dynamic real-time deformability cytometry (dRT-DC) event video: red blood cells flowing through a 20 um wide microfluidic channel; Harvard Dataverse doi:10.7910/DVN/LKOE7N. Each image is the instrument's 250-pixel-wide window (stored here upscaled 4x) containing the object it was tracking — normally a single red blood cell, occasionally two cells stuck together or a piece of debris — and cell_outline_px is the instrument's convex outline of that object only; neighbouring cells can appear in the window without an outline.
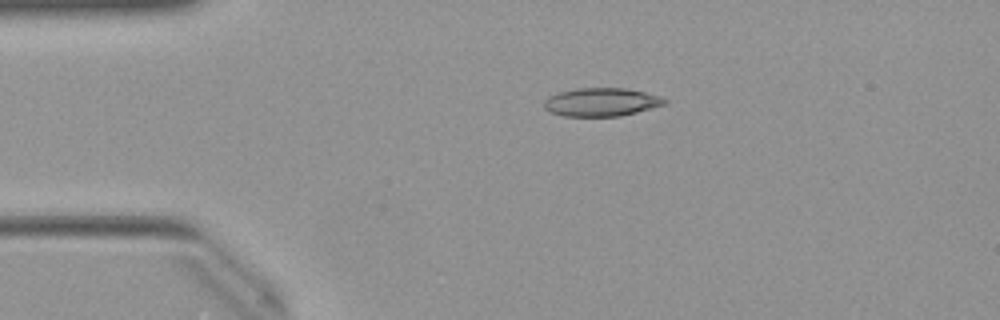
{"species": "Egyptian fruit bat (a non-hibernating species)", "species_latin": "Rousettus aegyptiacus", "temperature_condition": "warm", "stored_images_in_passage": 41, "camera_frame_rate_fps": 3000, "um_per_image_px": 0.085, "animal": {"sex": "female"}, "frame": {"image": 1, "passage_image": 1, "time_ms": 0.0, "image_size_px": [1000, 320], "cell_outline_px": [[668, 104], [620, 116], [564, 116], [552, 112], [544, 108], [544, 100], [548, 96], [560, 92], [576, 88], [628, 88], [660, 96], [668, 100]], "centroid_in_image_um": [51.14, 8.67], "position_along_channel_um": 33.9, "area_um2": 19.94}}
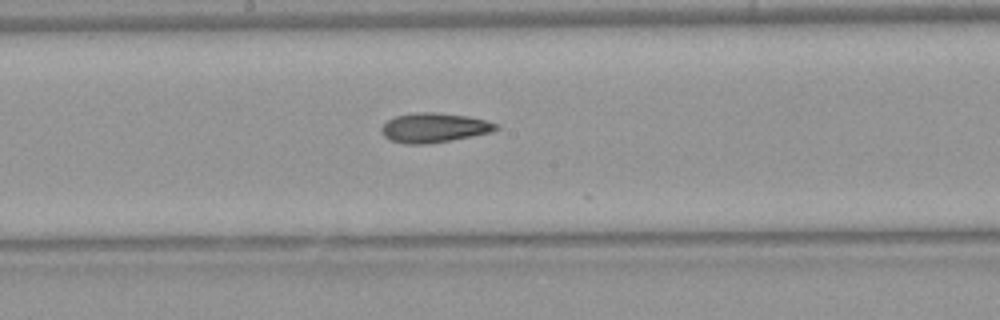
{"frame": {"image": 2, "passage_image": 17, "time_ms": 5.333, "image_size_px": [1000, 320], "cell_outline_px": [[500, 128], [492, 132], [452, 140], [428, 144], [404, 144], [388, 140], [380, 132], [380, 128], [388, 120], [396, 116], [412, 112], [436, 112], [468, 116], [484, 120], [496, 124]], "centroid_in_image_um": [36.86, 10.86], "position_along_channel_um": 211.3, "area_um2": 19.88}}
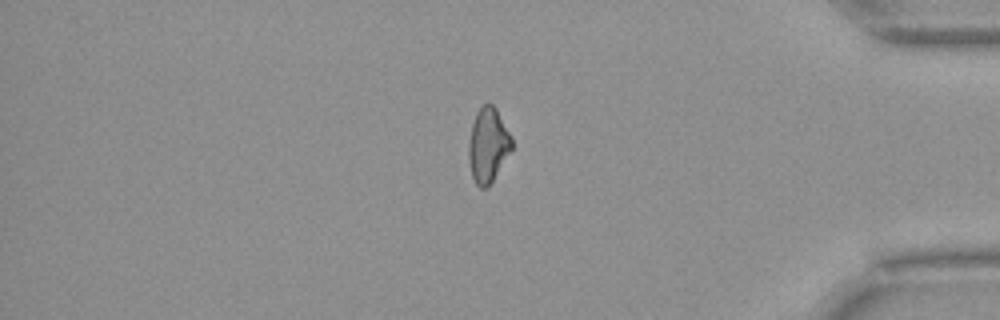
{"frame": {"image": 3, "passage_image": 33, "time_ms": 10.667, "image_size_px": [1000, 320], "cell_outline_px": [[512, 148], [488, 188], [480, 188], [476, 184], [472, 176], [468, 160], [468, 144], [472, 124], [476, 112], [484, 104], [492, 104], [496, 108], [512, 136]], "centroid_in_image_um": [41.47, 12.34], "position_along_channel_um": 393.7, "area_um2": 18.73}, "authors_computed_cell_mechanics": {"area_um2": 19.4208, "velocity_mm_per_s": 4.029, "shape_relaxation_time_tau1_ms": null, "shape_relaxation_time_tau2_ms": 8.6085, "deformation_change_tau1": null, "deformation_change_tau2": 0.206}}